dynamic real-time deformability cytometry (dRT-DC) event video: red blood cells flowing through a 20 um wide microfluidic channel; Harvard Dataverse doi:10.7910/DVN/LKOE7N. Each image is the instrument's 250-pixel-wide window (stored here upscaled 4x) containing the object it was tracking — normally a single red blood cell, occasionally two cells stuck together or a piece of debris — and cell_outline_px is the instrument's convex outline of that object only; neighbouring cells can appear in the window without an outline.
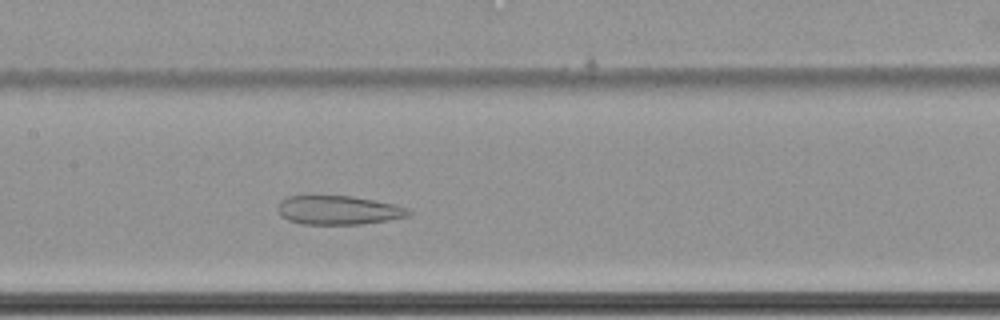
{"species": "common noctule bat (a hibernating species)", "species_latin": "Nyctalus noctula", "temperature_condition": "cold", "stored_images_in_passage": 56, "camera_frame_rate_fps": 3000, "um_per_image_px": 0.085, "animal": {"sex": "female", "body_mass_g": 22.7, "forearm_length_mm": 54.2}, "frame": {"image": 1, "passage_image": 26, "time_ms": 8.333, "image_size_px": [1000, 320], "cell_outline_px": [[412, 212], [408, 216], [388, 220], [360, 224], [300, 224], [288, 220], [280, 216], [276, 208], [280, 200], [288, 196], [352, 196], [396, 204]], "centroid_in_image_um": [28.71, 17.86], "position_along_channel_um": 178.7, "area_um2": 22.08}}
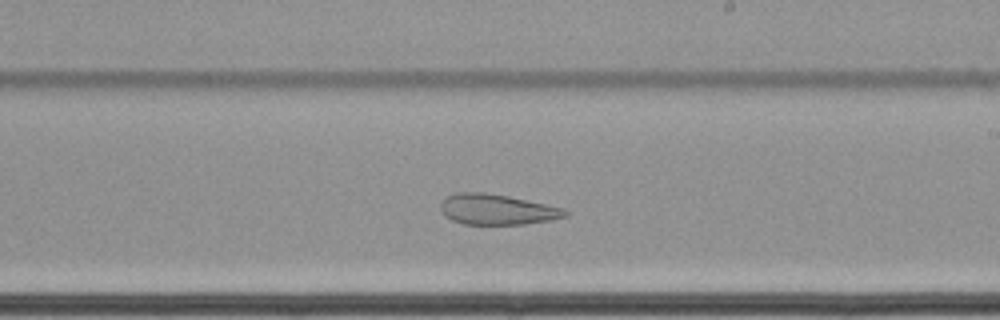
{"frame": {"image": 2, "passage_image": 32, "time_ms": 10.333, "image_size_px": [1000, 320], "cell_outline_px": [[568, 212], [564, 216], [552, 220], [524, 224], [464, 224], [452, 220], [444, 216], [440, 208], [440, 204], [448, 196], [456, 192], [484, 192], [508, 196], [564, 208]], "centroid_in_image_um": [42.22, 17.8], "position_along_channel_um": 246.8, "area_um2": 22.02}}
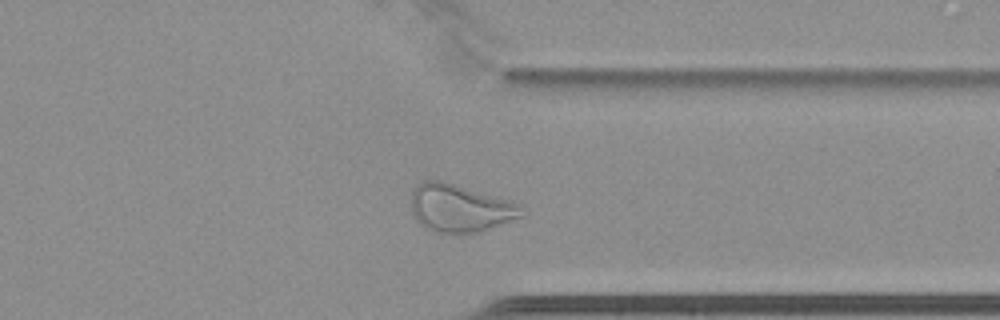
{"frame": {"image": 3, "passage_image": 43, "time_ms": 14.0, "image_size_px": [1000, 320], "cell_outline_px": [[524, 216], [476, 232], [432, 232], [424, 228], [412, 216], [412, 188], [416, 184], [424, 180], [444, 180], [508, 200]], "centroid_in_image_um": [38.96, 17.67], "position_along_channel_um": 372.4, "area_um2": 30.17}}